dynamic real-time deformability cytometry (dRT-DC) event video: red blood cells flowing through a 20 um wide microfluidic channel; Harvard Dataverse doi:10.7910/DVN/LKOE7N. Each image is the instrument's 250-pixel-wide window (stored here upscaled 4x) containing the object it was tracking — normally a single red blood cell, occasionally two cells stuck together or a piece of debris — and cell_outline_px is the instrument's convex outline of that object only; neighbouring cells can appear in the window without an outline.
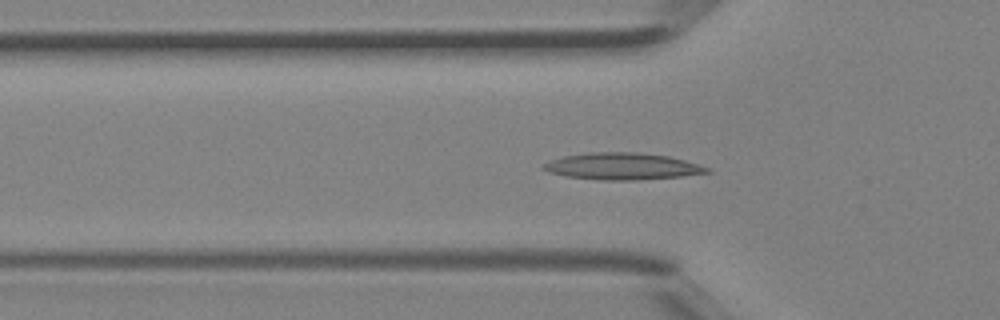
{"species": "Egyptian fruit bat (a non-hibernating species)", "species_latin": "Rousettus aegyptiacus", "temperature_condition": "room temperature", "stored_images_in_passage": 42, "camera_frame_rate_fps": 3000, "um_per_image_px": 0.085, "animal": {"sex": "female"}, "frame": {"image": 1, "passage_image": 14, "time_ms": 4.333, "image_size_px": [1000, 320], "cell_outline_px": [[712, 172], [680, 176], [636, 180], [604, 180], [568, 176], [548, 172], [540, 168], [548, 160], [564, 156], [588, 152], [636, 152], [668, 156], [684, 160], [708, 168]], "centroid_in_image_um": [52.84, 14.13], "position_along_channel_um": 73.0, "area_um2": 25.32}}
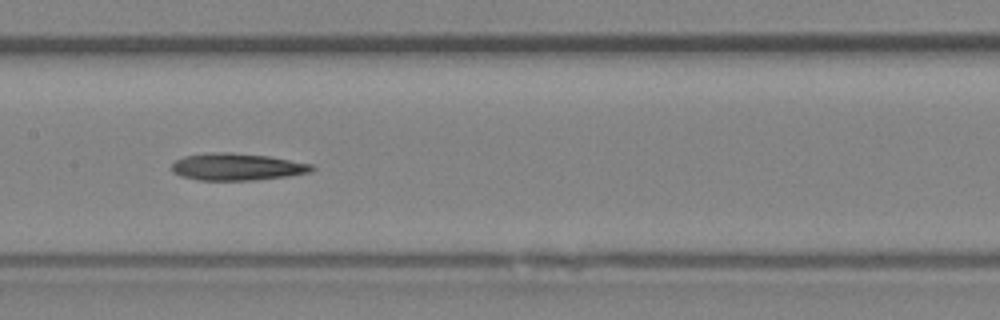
{"frame": {"image": 2, "passage_image": 21, "time_ms": 6.667, "image_size_px": [1000, 320], "cell_outline_px": [[316, 168], [312, 172], [288, 176], [252, 180], [196, 180], [180, 176], [172, 172], [172, 164], [176, 160], [184, 156], [212, 152], [232, 152], [268, 156], [312, 164]], "centroid_in_image_um": [20.14, 14.18], "position_along_channel_um": 187.3, "area_um2": 22.2}}
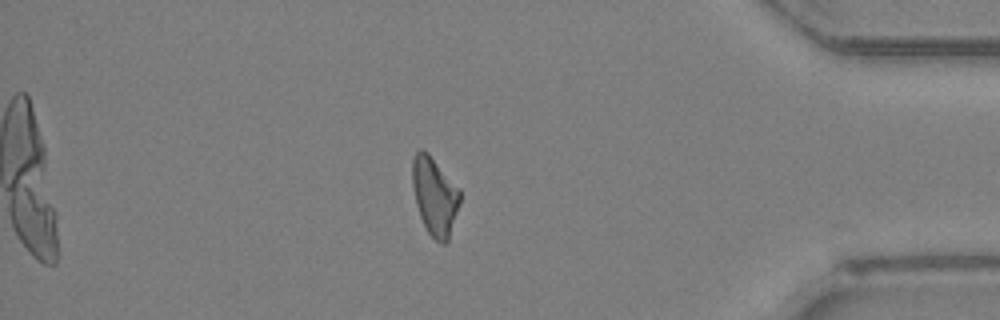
{"frame": {"image": 3, "passage_image": 36, "time_ms": 11.667, "image_size_px": [1000, 320], "cell_outline_px": [[460, 200], [448, 240], [444, 244], [440, 244], [428, 232], [420, 216], [416, 204], [412, 188], [412, 160], [416, 152], [420, 148], [424, 148], [428, 152], [460, 188]], "centroid_in_image_um": [36.93, 16.62], "position_along_channel_um": 398.3, "area_um2": 21.68}}